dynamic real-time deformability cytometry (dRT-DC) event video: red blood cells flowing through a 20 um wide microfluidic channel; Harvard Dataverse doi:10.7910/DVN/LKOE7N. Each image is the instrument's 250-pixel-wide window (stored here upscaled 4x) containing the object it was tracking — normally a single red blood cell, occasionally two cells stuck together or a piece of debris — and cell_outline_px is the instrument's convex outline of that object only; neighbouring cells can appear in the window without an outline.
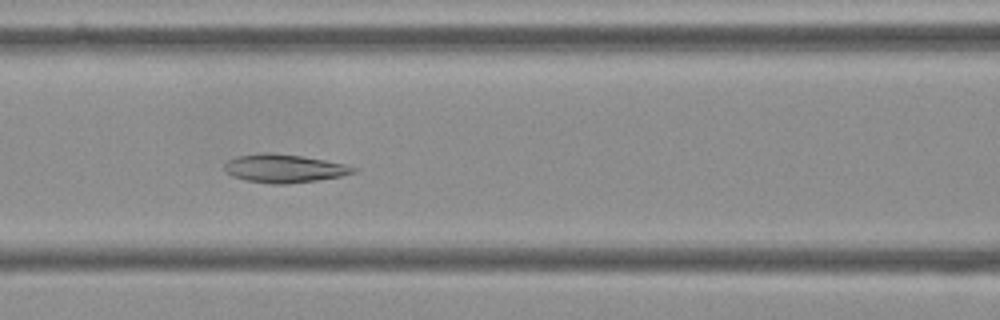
{"species": "Egyptian fruit bat (a non-hibernating species)", "species_latin": "Rousettus aegyptiacus", "temperature_condition": "cold", "stored_images_in_passage": 44, "camera_frame_rate_fps": 3000, "um_per_image_px": 0.085, "frame": {"image": 1, "passage_image": 12, "time_ms": 3.667, "image_size_px": [1000, 320], "cell_outline_px": [[356, 172], [340, 176], [316, 180], [288, 184], [272, 184], [244, 180], [232, 176], [224, 172], [224, 164], [228, 160], [236, 156], [264, 152], [268, 152], [300, 156], [324, 160], [344, 164], [356, 168]], "centroid_in_image_um": [24.08, 14.32], "position_along_channel_um": 142.5, "area_um2": 21.21}}
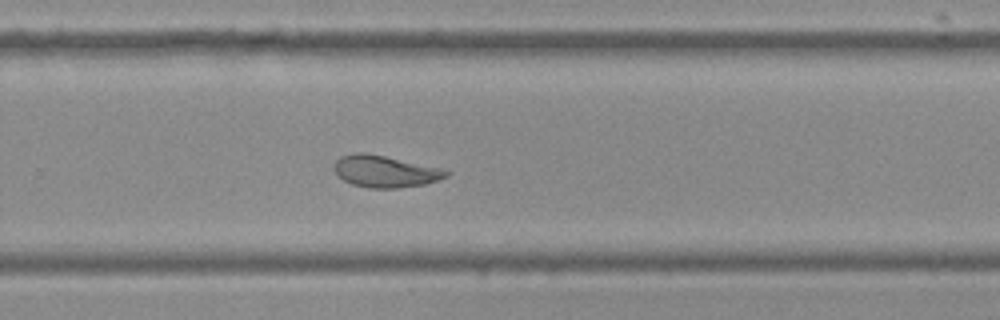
{"frame": {"image": 2, "passage_image": 25, "time_ms": 8.0, "image_size_px": [1000, 320], "cell_outline_px": [[452, 172], [448, 176], [424, 184], [396, 188], [368, 188], [352, 184], [344, 180], [332, 168], [332, 164], [340, 156], [352, 152], [360, 152], [384, 156], [448, 168]], "centroid_in_image_um": [32.77, 14.55], "position_along_channel_um": 297.0, "area_um2": 21.1}}
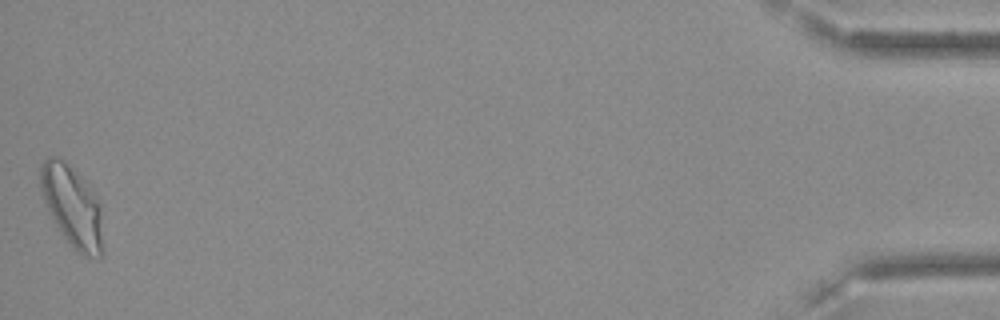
{"frame": {"image": 3, "passage_image": 44, "time_ms": 14.333, "image_size_px": [1000, 320], "cell_outline_px": [[100, 256], [96, 260], [80, 256], [64, 236], [48, 212], [40, 188], [40, 164], [48, 156], [56, 156], [64, 160], [100, 204]], "centroid_in_image_um": [6.07, 17.56], "position_along_channel_um": 429.1, "area_um2": 28.44}, "authors_computed_cell_mechanics": {"area_um2": 21.2415, "velocity_mm_per_s": 3.576, "shape_relaxation_time_tau1_ms": 5.2809, "shape_relaxation_time_tau2_ms": 2.9379, "deformation_change_tau1": 0.1611, "deformation_change_tau2": 0.0814}}